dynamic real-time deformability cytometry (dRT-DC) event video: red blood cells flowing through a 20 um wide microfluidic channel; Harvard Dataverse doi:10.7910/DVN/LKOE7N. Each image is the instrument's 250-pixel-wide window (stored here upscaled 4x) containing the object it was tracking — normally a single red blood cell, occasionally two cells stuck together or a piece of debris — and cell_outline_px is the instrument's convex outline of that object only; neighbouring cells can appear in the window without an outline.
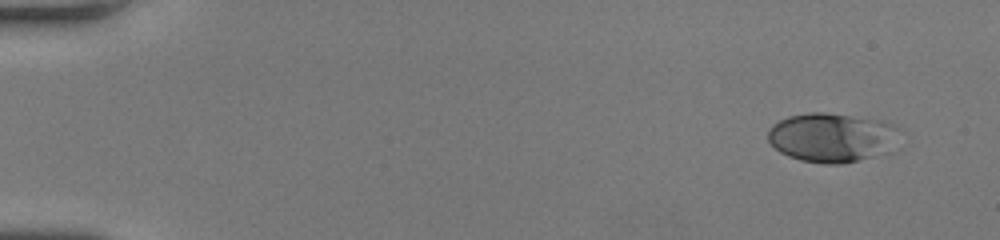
{"species": "human", "species_latin": "Homo sapiens", "temperature_condition": "room temperature", "stored_images_in_passage": 51, "camera_frame_rate_fps": 3000, "um_per_image_px": 0.085, "donor": {"sex": "female"}, "frame": {"image": 1, "passage_image": 4, "time_ms": 1.0, "image_size_px": [1000, 240], "cell_outline_px": [[900, 128], [896, 152], [860, 160], [840, 164], [828, 164], [800, 160], [788, 156], [780, 152], [768, 140], [768, 128], [772, 124], [788, 116], [808, 112], [828, 112], [880, 120], [892, 124]], "centroid_in_image_um": [70.79, 11.69], "position_along_channel_um": 14.2, "area_um2": 38.67}}
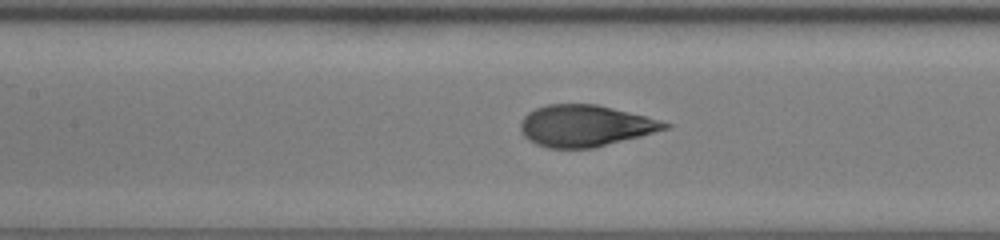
{"frame": {"image": 2, "passage_image": 25, "time_ms": 8.0, "image_size_px": [1000, 240], "cell_outline_px": [[672, 128], [592, 148], [548, 148], [536, 144], [528, 140], [520, 132], [520, 124], [524, 116], [528, 112], [536, 108], [548, 104], [596, 104], [660, 120], [672, 124]], "centroid_in_image_um": [49.72, 10.69], "position_along_channel_um": 157.7, "area_um2": 34.8}}
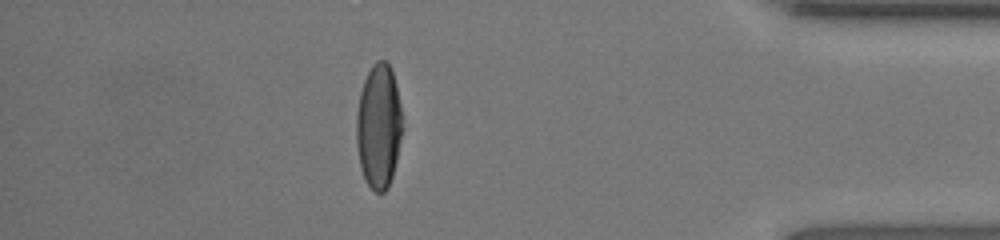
{"frame": {"image": 3, "passage_image": 45, "time_ms": 14.667, "image_size_px": [1000, 240], "cell_outline_px": [[404, 128], [392, 176], [388, 188], [384, 192], [376, 192], [364, 180], [360, 168], [356, 144], [356, 116], [360, 92], [364, 80], [372, 64], [376, 60], [384, 60], [392, 68], [396, 84], [400, 104]], "centroid_in_image_um": [32.19, 10.72], "position_along_channel_um": 403.0, "area_um2": 33.81}, "authors_computed_cell_mechanics": {"area_um2": 35.2002, "velocity_mm_per_s": 4.1976, "shape_relaxation_time_tau1_ms": 4.2387, "shape_relaxation_time_tau2_ms": null, "deformation_change_tau1": 0.2206, "deformation_change_tau2": null}}